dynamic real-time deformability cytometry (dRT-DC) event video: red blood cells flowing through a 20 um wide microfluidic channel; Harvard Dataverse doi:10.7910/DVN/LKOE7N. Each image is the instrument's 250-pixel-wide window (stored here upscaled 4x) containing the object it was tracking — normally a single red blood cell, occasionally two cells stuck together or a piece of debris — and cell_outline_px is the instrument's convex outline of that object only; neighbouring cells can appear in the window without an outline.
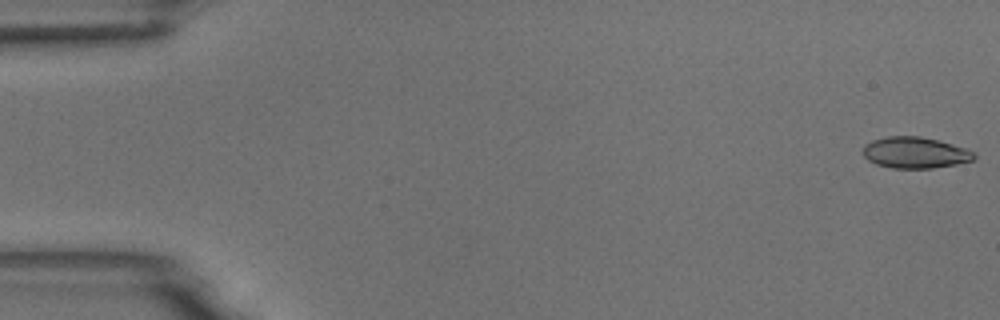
{"species": "common noctule bat (a hibernating species)", "species_latin": "Nyctalus noctula", "temperature_condition": "room temperature", "stored_images_in_passage": 55, "camera_frame_rate_fps": 3000, "um_per_image_px": 0.085, "animal": {"sex": "male", "body_mass_g": 18.8}, "frame": {"image": 1, "passage_image": 1, "time_ms": 0.0, "image_size_px": [1000, 320], "cell_outline_px": [[976, 156], [972, 160], [956, 164], [932, 168], [892, 168], [876, 164], [868, 160], [864, 156], [864, 144], [872, 140], [888, 136], [920, 136], [968, 148], [976, 152]], "centroid_in_image_um": [77.8, 12.97], "position_along_channel_um": 7.2, "area_um2": 20.23}}
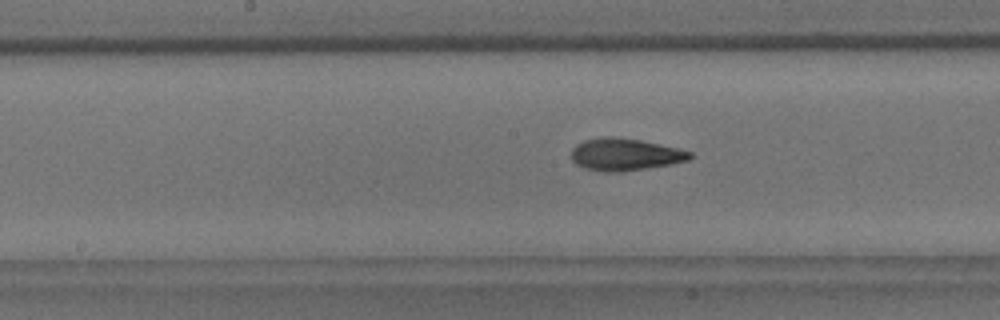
{"frame": {"image": 2, "passage_image": 28, "time_ms": 9.0, "image_size_px": [1000, 320], "cell_outline_px": [[692, 156], [688, 160], [672, 164], [624, 172], [604, 172], [584, 168], [576, 164], [572, 160], [572, 148], [576, 144], [584, 140], [608, 136], [640, 140], [676, 148], [692, 152]], "centroid_in_image_um": [53.1, 13.14], "position_along_channel_um": 195.1, "area_um2": 22.2}}
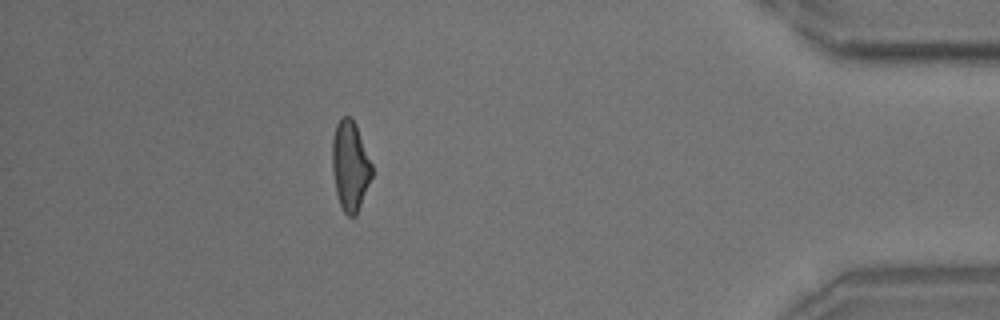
{"frame": {"image": 3, "passage_image": 49, "time_ms": 16.0, "image_size_px": [1000, 320], "cell_outline_px": [[372, 176], [356, 216], [348, 216], [344, 212], [340, 204], [336, 192], [332, 168], [332, 140], [336, 124], [344, 116], [352, 116], [356, 124], [372, 164]], "centroid_in_image_um": [29.76, 14.08], "position_along_channel_um": 405.4, "area_um2": 20.69}, "authors_computed_cell_mechanics": {"area_um2": 21.2704, "velocity_mm_per_s": 3.6793, "shape_relaxation_time_tau1_ms": 5.4057, "shape_relaxation_time_tau2_ms": 3.4044, "deformation_change_tau1": 0.1668, "deformation_change_tau2": 0.1119}}